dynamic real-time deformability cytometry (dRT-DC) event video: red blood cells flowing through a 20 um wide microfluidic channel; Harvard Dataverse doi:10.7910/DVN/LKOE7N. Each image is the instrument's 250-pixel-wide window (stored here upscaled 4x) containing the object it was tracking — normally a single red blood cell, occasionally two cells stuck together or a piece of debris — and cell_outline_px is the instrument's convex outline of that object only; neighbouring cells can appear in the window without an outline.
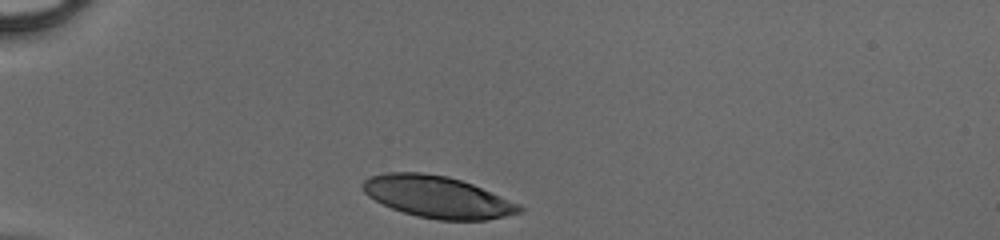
{"species": "human", "species_latin": "Homo sapiens", "temperature_condition": "cold", "stored_images_in_passage": 29, "camera_frame_rate_fps": 3000, "um_per_image_px": 0.085, "donor": {"sex": "male"}, "frame": {"image": 1, "passage_image": 1, "time_ms": 0.0, "image_size_px": [1000, 240], "cell_outline_px": [[524, 208], [520, 212], [488, 220], [436, 220], [416, 216], [392, 208], [368, 196], [360, 188], [360, 184], [368, 176], [388, 172], [424, 172], [448, 176], [472, 184], [520, 204]], "centroid_in_image_um": [37.15, 16.73], "position_along_channel_um": 47.9, "area_um2": 38.15}}
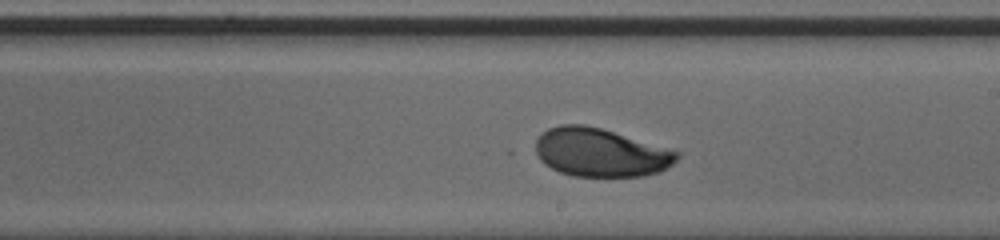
{"frame": {"image": 2, "passage_image": 17, "time_ms": 5.333, "image_size_px": [1000, 240], "cell_outline_px": [[680, 156], [672, 164], [660, 172], [644, 176], [572, 176], [560, 172], [544, 164], [540, 160], [536, 152], [536, 140], [548, 128], [560, 124], [584, 124], [600, 128], [680, 152]], "centroid_in_image_um": [51.03, 12.97], "position_along_channel_um": 238.0, "area_um2": 39.65}}
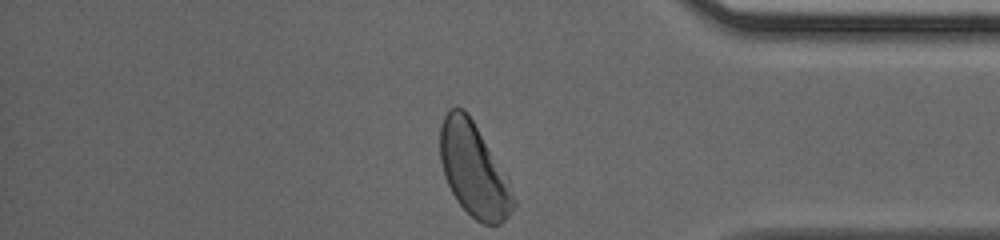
{"frame": {"image": 3, "passage_image": 29, "time_ms": 9.333, "image_size_px": [1000, 240], "cell_outline_px": [[516, 204], [512, 212], [500, 224], [484, 224], [476, 220], [456, 200], [444, 176], [440, 160], [440, 124], [448, 108], [464, 108], [468, 112], [508, 176], [516, 200]], "centroid_in_image_um": [40.29, 14.42], "position_along_channel_um": 394.9, "area_um2": 40.29}}